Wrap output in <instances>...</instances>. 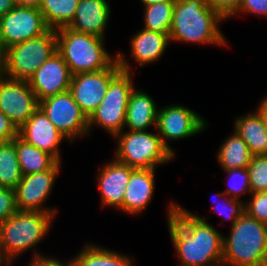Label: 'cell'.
I'll use <instances>...</instances> for the list:
<instances>
[{
  "instance_id": "1",
  "label": "cell",
  "mask_w": 267,
  "mask_h": 266,
  "mask_svg": "<svg viewBox=\"0 0 267 266\" xmlns=\"http://www.w3.org/2000/svg\"><path fill=\"white\" fill-rule=\"evenodd\" d=\"M170 239L180 266H223V235L205 216L179 203L167 205Z\"/></svg>"
},
{
  "instance_id": "2",
  "label": "cell",
  "mask_w": 267,
  "mask_h": 266,
  "mask_svg": "<svg viewBox=\"0 0 267 266\" xmlns=\"http://www.w3.org/2000/svg\"><path fill=\"white\" fill-rule=\"evenodd\" d=\"M221 22L225 19L206 0H176L169 32L170 43L228 47L220 29Z\"/></svg>"
},
{
  "instance_id": "3",
  "label": "cell",
  "mask_w": 267,
  "mask_h": 266,
  "mask_svg": "<svg viewBox=\"0 0 267 266\" xmlns=\"http://www.w3.org/2000/svg\"><path fill=\"white\" fill-rule=\"evenodd\" d=\"M56 213L17 211L0 224V257L6 266L33 250L32 258L45 256L36 250L37 244L50 232ZM36 247V248H35Z\"/></svg>"
},
{
  "instance_id": "4",
  "label": "cell",
  "mask_w": 267,
  "mask_h": 266,
  "mask_svg": "<svg viewBox=\"0 0 267 266\" xmlns=\"http://www.w3.org/2000/svg\"><path fill=\"white\" fill-rule=\"evenodd\" d=\"M223 235V266H267V224L244 212Z\"/></svg>"
},
{
  "instance_id": "5",
  "label": "cell",
  "mask_w": 267,
  "mask_h": 266,
  "mask_svg": "<svg viewBox=\"0 0 267 266\" xmlns=\"http://www.w3.org/2000/svg\"><path fill=\"white\" fill-rule=\"evenodd\" d=\"M57 52L72 75L98 72L109 68L116 60L104 46L105 38L77 32L68 27L56 29Z\"/></svg>"
},
{
  "instance_id": "6",
  "label": "cell",
  "mask_w": 267,
  "mask_h": 266,
  "mask_svg": "<svg viewBox=\"0 0 267 266\" xmlns=\"http://www.w3.org/2000/svg\"><path fill=\"white\" fill-rule=\"evenodd\" d=\"M117 62L122 71L110 82L100 105L88 118L89 134L94 127H100L112 138L124 130L129 97L135 88L130 61L117 51Z\"/></svg>"
},
{
  "instance_id": "7",
  "label": "cell",
  "mask_w": 267,
  "mask_h": 266,
  "mask_svg": "<svg viewBox=\"0 0 267 266\" xmlns=\"http://www.w3.org/2000/svg\"><path fill=\"white\" fill-rule=\"evenodd\" d=\"M123 130L113 138L116 141L114 159L134 169H157L172 162L174 155L163 145L157 129Z\"/></svg>"
},
{
  "instance_id": "8",
  "label": "cell",
  "mask_w": 267,
  "mask_h": 266,
  "mask_svg": "<svg viewBox=\"0 0 267 266\" xmlns=\"http://www.w3.org/2000/svg\"><path fill=\"white\" fill-rule=\"evenodd\" d=\"M55 52L56 29H49L41 36L12 45L3 51V76L28 81Z\"/></svg>"
},
{
  "instance_id": "9",
  "label": "cell",
  "mask_w": 267,
  "mask_h": 266,
  "mask_svg": "<svg viewBox=\"0 0 267 266\" xmlns=\"http://www.w3.org/2000/svg\"><path fill=\"white\" fill-rule=\"evenodd\" d=\"M206 128L208 123L205 118L184 105L172 104L158 108L156 129L163 145L174 156L175 150L169 142L188 139L207 130Z\"/></svg>"
},
{
  "instance_id": "10",
  "label": "cell",
  "mask_w": 267,
  "mask_h": 266,
  "mask_svg": "<svg viewBox=\"0 0 267 266\" xmlns=\"http://www.w3.org/2000/svg\"><path fill=\"white\" fill-rule=\"evenodd\" d=\"M39 108L70 143L77 138L89 137L88 118L70 91L39 101Z\"/></svg>"
},
{
  "instance_id": "11",
  "label": "cell",
  "mask_w": 267,
  "mask_h": 266,
  "mask_svg": "<svg viewBox=\"0 0 267 266\" xmlns=\"http://www.w3.org/2000/svg\"><path fill=\"white\" fill-rule=\"evenodd\" d=\"M49 29L39 9L15 6L0 18V50L41 36Z\"/></svg>"
},
{
  "instance_id": "12",
  "label": "cell",
  "mask_w": 267,
  "mask_h": 266,
  "mask_svg": "<svg viewBox=\"0 0 267 266\" xmlns=\"http://www.w3.org/2000/svg\"><path fill=\"white\" fill-rule=\"evenodd\" d=\"M61 162L51 169L24 175L15 189L16 208L18 211L57 213L58 209L46 207V201L53 191L55 180L61 171Z\"/></svg>"
},
{
  "instance_id": "13",
  "label": "cell",
  "mask_w": 267,
  "mask_h": 266,
  "mask_svg": "<svg viewBox=\"0 0 267 266\" xmlns=\"http://www.w3.org/2000/svg\"><path fill=\"white\" fill-rule=\"evenodd\" d=\"M122 71L117 60L98 72L72 75L70 89L74 101L89 118L103 100L110 82Z\"/></svg>"
},
{
  "instance_id": "14",
  "label": "cell",
  "mask_w": 267,
  "mask_h": 266,
  "mask_svg": "<svg viewBox=\"0 0 267 266\" xmlns=\"http://www.w3.org/2000/svg\"><path fill=\"white\" fill-rule=\"evenodd\" d=\"M39 108L33 90L25 80L0 79V111L19 129Z\"/></svg>"
},
{
  "instance_id": "15",
  "label": "cell",
  "mask_w": 267,
  "mask_h": 266,
  "mask_svg": "<svg viewBox=\"0 0 267 266\" xmlns=\"http://www.w3.org/2000/svg\"><path fill=\"white\" fill-rule=\"evenodd\" d=\"M72 74L62 56L55 52L27 81L39 101L70 89Z\"/></svg>"
},
{
  "instance_id": "16",
  "label": "cell",
  "mask_w": 267,
  "mask_h": 266,
  "mask_svg": "<svg viewBox=\"0 0 267 266\" xmlns=\"http://www.w3.org/2000/svg\"><path fill=\"white\" fill-rule=\"evenodd\" d=\"M19 136L27 143L47 152L58 162H62L59 147L67 138L57 130L40 108L19 128Z\"/></svg>"
},
{
  "instance_id": "17",
  "label": "cell",
  "mask_w": 267,
  "mask_h": 266,
  "mask_svg": "<svg viewBox=\"0 0 267 266\" xmlns=\"http://www.w3.org/2000/svg\"><path fill=\"white\" fill-rule=\"evenodd\" d=\"M134 168L118 162L114 158L101 165L97 174L101 207H111L123 212V199Z\"/></svg>"
},
{
  "instance_id": "18",
  "label": "cell",
  "mask_w": 267,
  "mask_h": 266,
  "mask_svg": "<svg viewBox=\"0 0 267 266\" xmlns=\"http://www.w3.org/2000/svg\"><path fill=\"white\" fill-rule=\"evenodd\" d=\"M111 13L107 0H79L73 20L67 27L104 38Z\"/></svg>"
},
{
  "instance_id": "19",
  "label": "cell",
  "mask_w": 267,
  "mask_h": 266,
  "mask_svg": "<svg viewBox=\"0 0 267 266\" xmlns=\"http://www.w3.org/2000/svg\"><path fill=\"white\" fill-rule=\"evenodd\" d=\"M156 169H134L126 186L123 212L140 215L148 208L155 192Z\"/></svg>"
},
{
  "instance_id": "20",
  "label": "cell",
  "mask_w": 267,
  "mask_h": 266,
  "mask_svg": "<svg viewBox=\"0 0 267 266\" xmlns=\"http://www.w3.org/2000/svg\"><path fill=\"white\" fill-rule=\"evenodd\" d=\"M130 53L137 66L155 63L160 60L166 48L170 46L169 35L161 32H154L142 28L131 36ZM139 64V65H138Z\"/></svg>"
},
{
  "instance_id": "21",
  "label": "cell",
  "mask_w": 267,
  "mask_h": 266,
  "mask_svg": "<svg viewBox=\"0 0 267 266\" xmlns=\"http://www.w3.org/2000/svg\"><path fill=\"white\" fill-rule=\"evenodd\" d=\"M153 99L143 89L134 88L129 97L124 129L149 130L152 126L156 129L159 107Z\"/></svg>"
},
{
  "instance_id": "22",
  "label": "cell",
  "mask_w": 267,
  "mask_h": 266,
  "mask_svg": "<svg viewBox=\"0 0 267 266\" xmlns=\"http://www.w3.org/2000/svg\"><path fill=\"white\" fill-rule=\"evenodd\" d=\"M233 124V129L245 141L253 156L267 155V132L256 111L238 116Z\"/></svg>"
},
{
  "instance_id": "23",
  "label": "cell",
  "mask_w": 267,
  "mask_h": 266,
  "mask_svg": "<svg viewBox=\"0 0 267 266\" xmlns=\"http://www.w3.org/2000/svg\"><path fill=\"white\" fill-rule=\"evenodd\" d=\"M132 258L99 244L86 243L71 260L74 266H134L136 260Z\"/></svg>"
},
{
  "instance_id": "24",
  "label": "cell",
  "mask_w": 267,
  "mask_h": 266,
  "mask_svg": "<svg viewBox=\"0 0 267 266\" xmlns=\"http://www.w3.org/2000/svg\"><path fill=\"white\" fill-rule=\"evenodd\" d=\"M216 154L222 170L247 168L253 157L247 144L235 130L222 141Z\"/></svg>"
},
{
  "instance_id": "25",
  "label": "cell",
  "mask_w": 267,
  "mask_h": 266,
  "mask_svg": "<svg viewBox=\"0 0 267 266\" xmlns=\"http://www.w3.org/2000/svg\"><path fill=\"white\" fill-rule=\"evenodd\" d=\"M15 147L23 176L47 171L58 162L53 156L27 143L19 135L15 138Z\"/></svg>"
},
{
  "instance_id": "26",
  "label": "cell",
  "mask_w": 267,
  "mask_h": 266,
  "mask_svg": "<svg viewBox=\"0 0 267 266\" xmlns=\"http://www.w3.org/2000/svg\"><path fill=\"white\" fill-rule=\"evenodd\" d=\"M79 0H42L40 12L50 29L67 27L73 20Z\"/></svg>"
},
{
  "instance_id": "27",
  "label": "cell",
  "mask_w": 267,
  "mask_h": 266,
  "mask_svg": "<svg viewBox=\"0 0 267 266\" xmlns=\"http://www.w3.org/2000/svg\"><path fill=\"white\" fill-rule=\"evenodd\" d=\"M22 177L15 147V138L12 141L1 142L0 187L15 190Z\"/></svg>"
},
{
  "instance_id": "28",
  "label": "cell",
  "mask_w": 267,
  "mask_h": 266,
  "mask_svg": "<svg viewBox=\"0 0 267 266\" xmlns=\"http://www.w3.org/2000/svg\"><path fill=\"white\" fill-rule=\"evenodd\" d=\"M175 1L144 6L143 28L169 35Z\"/></svg>"
},
{
  "instance_id": "29",
  "label": "cell",
  "mask_w": 267,
  "mask_h": 266,
  "mask_svg": "<svg viewBox=\"0 0 267 266\" xmlns=\"http://www.w3.org/2000/svg\"><path fill=\"white\" fill-rule=\"evenodd\" d=\"M228 177L227 188L223 191L231 198L241 199L243 195H250L251 189L249 185V174L247 168H235L229 170H223Z\"/></svg>"
},
{
  "instance_id": "30",
  "label": "cell",
  "mask_w": 267,
  "mask_h": 266,
  "mask_svg": "<svg viewBox=\"0 0 267 266\" xmlns=\"http://www.w3.org/2000/svg\"><path fill=\"white\" fill-rule=\"evenodd\" d=\"M218 195V200L216 204L212 207V213H219L225 219H221L220 223L223 221L231 220V225L237 221V219L245 212L244 210V201L241 199L231 198L224 192L215 193ZM225 199V200H224ZM215 201V200H214Z\"/></svg>"
},
{
  "instance_id": "31",
  "label": "cell",
  "mask_w": 267,
  "mask_h": 266,
  "mask_svg": "<svg viewBox=\"0 0 267 266\" xmlns=\"http://www.w3.org/2000/svg\"><path fill=\"white\" fill-rule=\"evenodd\" d=\"M252 193L267 191V155H255L247 166Z\"/></svg>"
},
{
  "instance_id": "32",
  "label": "cell",
  "mask_w": 267,
  "mask_h": 266,
  "mask_svg": "<svg viewBox=\"0 0 267 266\" xmlns=\"http://www.w3.org/2000/svg\"><path fill=\"white\" fill-rule=\"evenodd\" d=\"M250 199L244 200L245 212L259 222L267 224V191L250 194Z\"/></svg>"
},
{
  "instance_id": "33",
  "label": "cell",
  "mask_w": 267,
  "mask_h": 266,
  "mask_svg": "<svg viewBox=\"0 0 267 266\" xmlns=\"http://www.w3.org/2000/svg\"><path fill=\"white\" fill-rule=\"evenodd\" d=\"M17 211L15 190L0 187V224Z\"/></svg>"
},
{
  "instance_id": "34",
  "label": "cell",
  "mask_w": 267,
  "mask_h": 266,
  "mask_svg": "<svg viewBox=\"0 0 267 266\" xmlns=\"http://www.w3.org/2000/svg\"><path fill=\"white\" fill-rule=\"evenodd\" d=\"M240 13L267 17V0H241L239 8L231 18Z\"/></svg>"
},
{
  "instance_id": "35",
  "label": "cell",
  "mask_w": 267,
  "mask_h": 266,
  "mask_svg": "<svg viewBox=\"0 0 267 266\" xmlns=\"http://www.w3.org/2000/svg\"><path fill=\"white\" fill-rule=\"evenodd\" d=\"M240 1L241 0H206L208 5L219 13L226 21L231 19L236 13Z\"/></svg>"
},
{
  "instance_id": "36",
  "label": "cell",
  "mask_w": 267,
  "mask_h": 266,
  "mask_svg": "<svg viewBox=\"0 0 267 266\" xmlns=\"http://www.w3.org/2000/svg\"><path fill=\"white\" fill-rule=\"evenodd\" d=\"M18 135L16 125L0 111V143L12 141Z\"/></svg>"
},
{
  "instance_id": "37",
  "label": "cell",
  "mask_w": 267,
  "mask_h": 266,
  "mask_svg": "<svg viewBox=\"0 0 267 266\" xmlns=\"http://www.w3.org/2000/svg\"><path fill=\"white\" fill-rule=\"evenodd\" d=\"M52 257V258H51ZM42 256V257H38V258H32L29 265L27 266H74L73 261L71 260H66L61 261L58 260V258L53 257V256Z\"/></svg>"
},
{
  "instance_id": "38",
  "label": "cell",
  "mask_w": 267,
  "mask_h": 266,
  "mask_svg": "<svg viewBox=\"0 0 267 266\" xmlns=\"http://www.w3.org/2000/svg\"><path fill=\"white\" fill-rule=\"evenodd\" d=\"M259 106L255 110L259 116L261 117L264 127L267 132V96H265L263 99H261V102L258 103Z\"/></svg>"
},
{
  "instance_id": "39",
  "label": "cell",
  "mask_w": 267,
  "mask_h": 266,
  "mask_svg": "<svg viewBox=\"0 0 267 266\" xmlns=\"http://www.w3.org/2000/svg\"><path fill=\"white\" fill-rule=\"evenodd\" d=\"M14 2L19 7L40 9L42 0H14Z\"/></svg>"
},
{
  "instance_id": "40",
  "label": "cell",
  "mask_w": 267,
  "mask_h": 266,
  "mask_svg": "<svg viewBox=\"0 0 267 266\" xmlns=\"http://www.w3.org/2000/svg\"><path fill=\"white\" fill-rule=\"evenodd\" d=\"M14 0H0V18L15 7Z\"/></svg>"
},
{
  "instance_id": "41",
  "label": "cell",
  "mask_w": 267,
  "mask_h": 266,
  "mask_svg": "<svg viewBox=\"0 0 267 266\" xmlns=\"http://www.w3.org/2000/svg\"><path fill=\"white\" fill-rule=\"evenodd\" d=\"M166 1H176V0H139V2H141L143 7L144 6L153 5V4H156V3L166 2Z\"/></svg>"
},
{
  "instance_id": "42",
  "label": "cell",
  "mask_w": 267,
  "mask_h": 266,
  "mask_svg": "<svg viewBox=\"0 0 267 266\" xmlns=\"http://www.w3.org/2000/svg\"><path fill=\"white\" fill-rule=\"evenodd\" d=\"M3 77V52L0 50V79Z\"/></svg>"
},
{
  "instance_id": "43",
  "label": "cell",
  "mask_w": 267,
  "mask_h": 266,
  "mask_svg": "<svg viewBox=\"0 0 267 266\" xmlns=\"http://www.w3.org/2000/svg\"><path fill=\"white\" fill-rule=\"evenodd\" d=\"M6 266V264L3 262V260L1 259V257H0V266Z\"/></svg>"
}]
</instances>
